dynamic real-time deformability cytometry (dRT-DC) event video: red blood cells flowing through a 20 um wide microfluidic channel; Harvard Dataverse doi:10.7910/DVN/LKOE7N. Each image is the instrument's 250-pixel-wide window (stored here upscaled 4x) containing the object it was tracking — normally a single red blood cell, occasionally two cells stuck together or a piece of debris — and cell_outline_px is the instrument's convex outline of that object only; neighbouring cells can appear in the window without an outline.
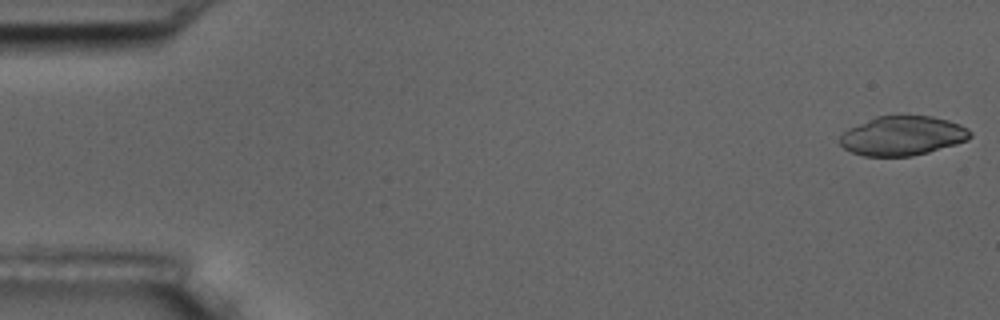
{"species": "common noctule bat (a hibernating species)", "species_latin": "Nyctalus noctula", "temperature_condition": "room temperature", "stored_images_in_passage": 55, "camera_frame_rate_fps": 3000, "um_per_image_px": 0.085, "animal": {"sex": "male", "body_mass_g": 17.5, "forearm_length_mm": 52.3}, "frame": {"image": 1, "passage_image": 1, "time_ms": 0.0, "image_size_px": [1000, 320], "cell_outline_px": [[972, 136], [968, 140], [956, 144], [928, 152], [912, 156], [864, 156], [852, 152], [844, 148], [840, 144], [840, 136], [844, 132], [876, 116], [932, 116], [948, 120], [960, 124], [968, 128], [972, 132]], "centroid_in_image_um": [76.77, 11.55], "position_along_channel_um": 8.2, "area_um2": 29.65}}